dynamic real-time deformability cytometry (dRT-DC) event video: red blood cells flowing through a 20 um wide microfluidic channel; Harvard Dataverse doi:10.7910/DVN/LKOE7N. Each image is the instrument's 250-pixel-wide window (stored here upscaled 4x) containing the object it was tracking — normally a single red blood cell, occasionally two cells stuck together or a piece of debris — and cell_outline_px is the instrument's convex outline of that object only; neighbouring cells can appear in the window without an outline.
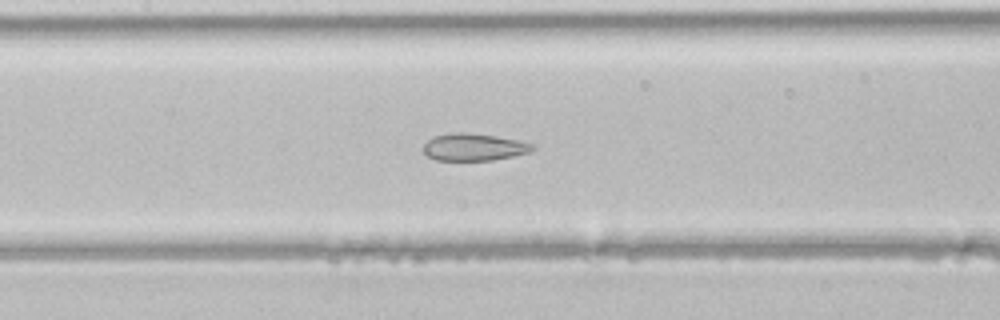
{"species": "common noctule bat (a hibernating species)", "species_latin": "Nyctalus noctula", "temperature_condition": "room temperature", "stored_images_in_passage": 47, "segment_of_instrument_passage": [2, 3], "camera_frame_rate_fps": 3000, "um_per_image_px": 0.085, "animal": {"sex": "male", "body_mass_g": 21.5, "forearm_length_mm": 52.0}, "frame": {"image": 1, "passage_image": 22, "time_ms": 7.0, "image_size_px": [1000, 320], "cell_outline_px": [[536, 148], [528, 152], [512, 156], [492, 160], [436, 160], [428, 156], [424, 152], [424, 144], [428, 140], [436, 136], [452, 132], [464, 132], [496, 136], [536, 144]], "centroid_in_image_um": [40.29, 12.5], "position_along_channel_um": 167.1, "area_um2": 17.17}}
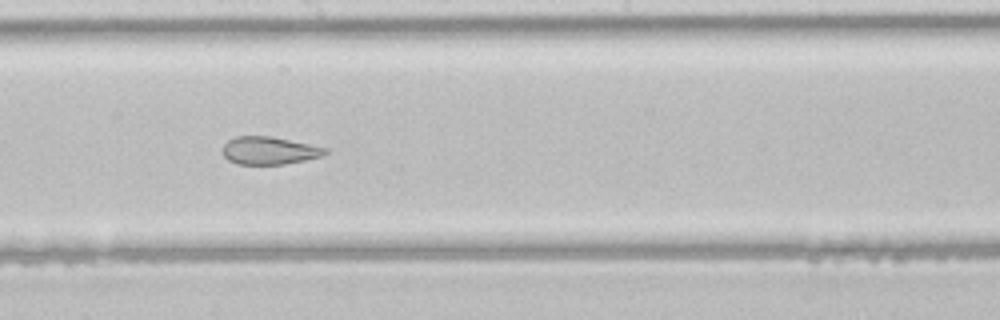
{"frame": {"image": 2, "passage_image": 26, "time_ms": 8.333, "image_size_px": [1000, 320], "cell_outline_px": [[328, 152], [320, 156], [304, 160], [284, 164], [236, 164], [228, 160], [224, 156], [220, 148], [228, 140], [236, 136], [272, 136], [328, 148]], "centroid_in_image_um": [22.84, 12.79], "position_along_channel_um": 225.4, "area_um2": 16.65}}
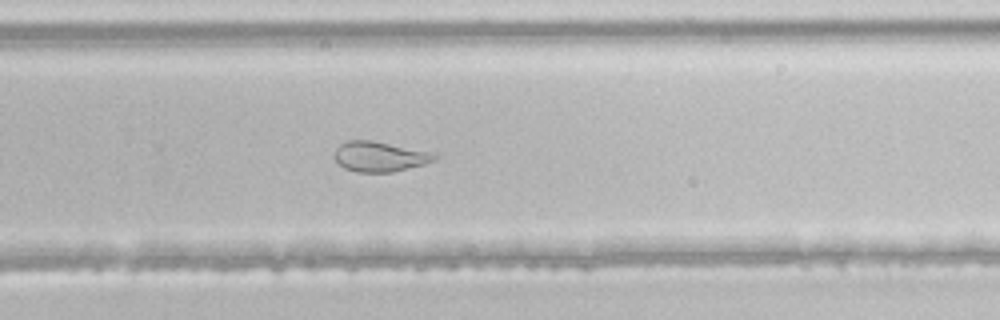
{"frame": {"image": 3, "passage_image": 31, "time_ms": 10.0, "image_size_px": [1000, 320], "cell_outline_px": [[436, 160], [424, 164], [392, 172], [356, 172], [344, 168], [332, 156], [336, 148], [340, 144], [348, 140], [372, 140], [436, 152]], "centroid_in_image_um": [32.28, 13.29], "position_along_channel_um": 297.5, "area_um2": 17.8}}